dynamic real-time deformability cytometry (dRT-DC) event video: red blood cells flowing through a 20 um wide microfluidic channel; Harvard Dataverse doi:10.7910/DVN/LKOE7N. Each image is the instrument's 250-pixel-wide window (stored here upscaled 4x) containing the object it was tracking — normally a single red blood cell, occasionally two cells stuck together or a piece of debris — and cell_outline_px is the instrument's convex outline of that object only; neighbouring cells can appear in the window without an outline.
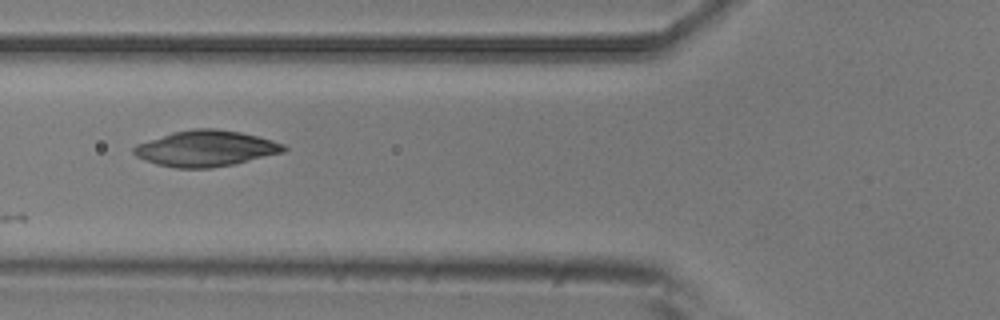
{"species": "common noctule bat (a hibernating species)", "species_latin": "Nyctalus noctula", "temperature_condition": "room temperature", "stored_images_in_passage": 13, "camera_frame_rate_fps": 3000, "um_per_image_px": 0.085, "animal": {"sex": "male", "body_mass_g": 20.5, "forearm_length_mm": 52.5}, "frame": {"image": 1, "passage_image": 5, "time_ms": 1.333, "image_size_px": [1000, 320], "cell_outline_px": [[288, 148], [284, 152], [232, 164], [212, 168], [176, 168], [156, 164], [136, 156], [132, 152], [132, 148], [136, 144], [172, 132], [192, 128], [216, 128], [240, 132], [272, 140], [284, 144]], "centroid_in_image_um": [17.47, 12.61], "position_along_channel_um": 108.3, "area_um2": 31.33}}
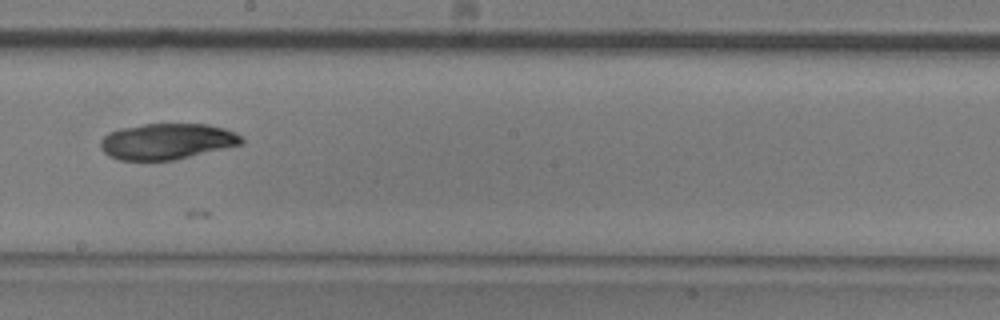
{"frame": {"image": 2, "passage_image": 8, "time_ms": 2.333, "image_size_px": [1000, 320], "cell_outline_px": [[244, 144], [172, 160], [120, 160], [108, 156], [100, 148], [100, 140], [108, 132], [120, 128], [144, 124], [208, 124], [224, 128], [236, 132], [244, 140]], "centroid_in_image_um": [14.18, 12.01], "position_along_channel_um": 234.0, "area_um2": 29.65}}
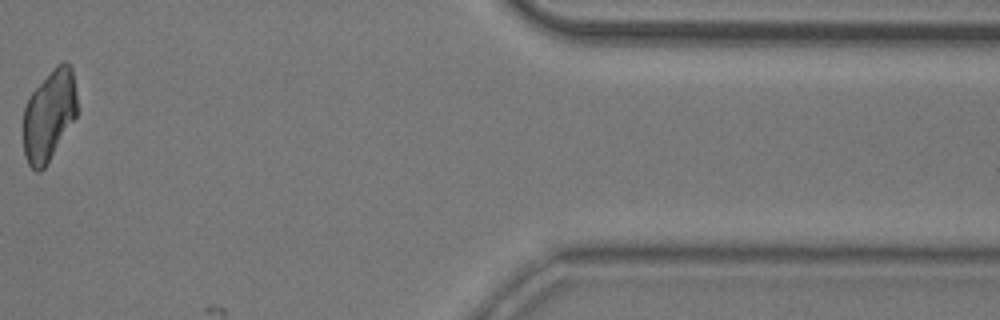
{"frame": {"image": 3, "passage_image": 13, "time_ms": 4.0, "image_size_px": [1000, 320], "cell_outline_px": [[76, 116], [44, 168], [40, 172], [36, 172], [28, 164], [24, 156], [24, 108], [32, 92], [56, 64], [64, 60], [72, 68], [76, 96]], "centroid_in_image_um": [4.16, 9.8], "position_along_channel_um": 407.2, "area_um2": 28.09}}